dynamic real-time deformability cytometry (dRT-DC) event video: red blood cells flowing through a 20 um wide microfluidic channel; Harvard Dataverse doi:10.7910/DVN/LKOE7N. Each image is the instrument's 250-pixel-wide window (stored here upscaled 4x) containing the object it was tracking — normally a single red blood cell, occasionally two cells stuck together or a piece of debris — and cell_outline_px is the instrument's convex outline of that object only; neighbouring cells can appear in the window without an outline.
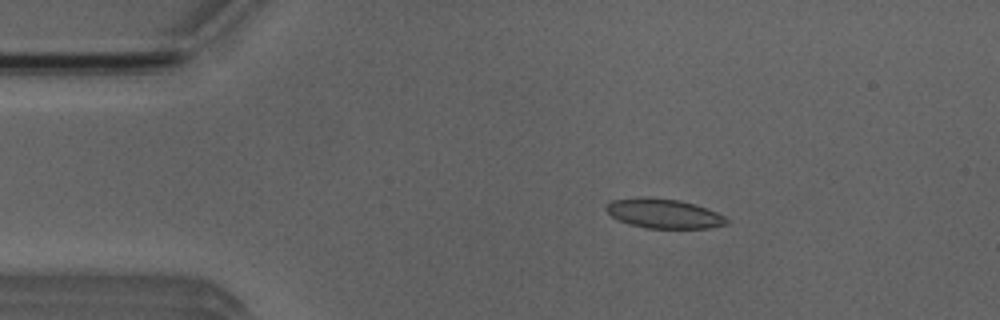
{"species": "Egyptian fruit bat (a non-hibernating species)", "species_latin": "Rousettus aegyptiacus", "temperature_condition": "room temperature", "stored_images_in_passage": 14, "camera_frame_rate_fps": 3000, "um_per_image_px": 0.085, "animal": {"sex": "male"}, "frame": {"image": 1, "passage_image": 8, "time_ms": 2.333, "image_size_px": [1000, 320], "cell_outline_px": [[732, 220], [728, 224], [708, 228], [644, 228], [628, 224], [612, 216], [604, 208], [604, 204], [608, 200], [640, 196], [648, 196], [680, 200], [696, 204], [716, 212]], "centroid_in_image_um": [56.39, 18.13], "position_along_channel_um": 28.6, "area_um2": 21.21}}